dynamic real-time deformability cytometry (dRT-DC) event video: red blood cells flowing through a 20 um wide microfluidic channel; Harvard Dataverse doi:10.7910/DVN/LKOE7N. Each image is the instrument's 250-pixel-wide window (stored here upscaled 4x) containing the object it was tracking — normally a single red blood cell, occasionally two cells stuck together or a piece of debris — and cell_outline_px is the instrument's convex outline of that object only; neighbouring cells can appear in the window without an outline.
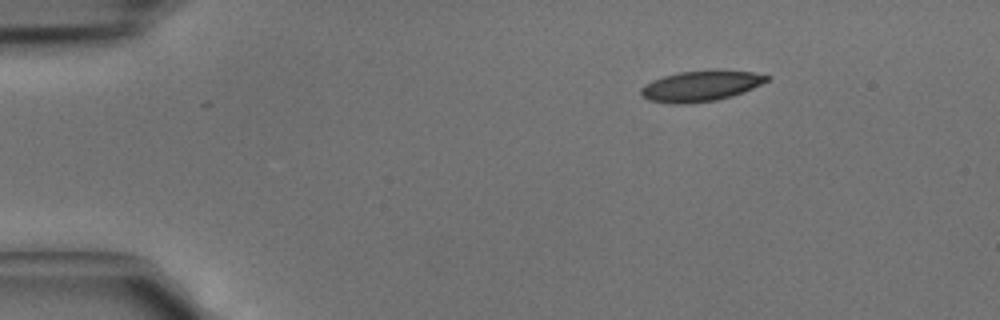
{"species": "common noctule bat (a hibernating species)", "species_latin": "Nyctalus noctula", "temperature_condition": "cold", "stored_images_in_passage": 4, "camera_frame_rate_fps": 3000, "um_per_image_px": 0.085, "animal": {"sex": "male", "body_mass_g": 15.6}, "frame": {"image": 1, "passage_image": 1, "time_ms": 0.0, "image_size_px": [1000, 320], "cell_outline_px": [[772, 76], [768, 80], [744, 92], [732, 96], [716, 100], [688, 104], [672, 104], [648, 100], [640, 96], [640, 88], [652, 80], [676, 72], [712, 68], [720, 68], [752, 72]], "centroid_in_image_um": [59.56, 7.28], "position_along_channel_um": 25.4, "area_um2": 23.18}}
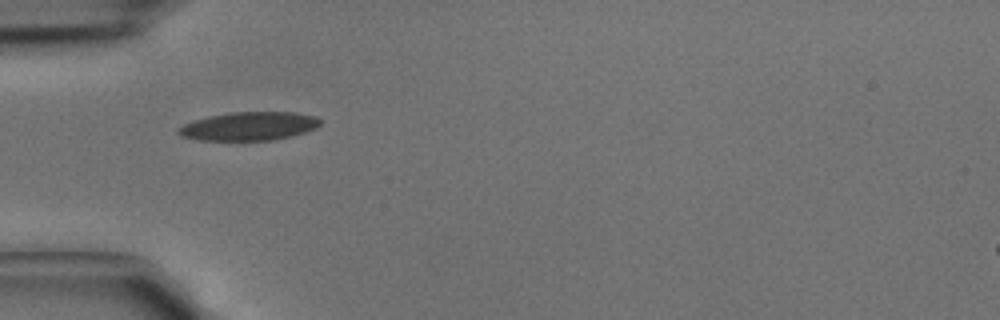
{"frame": {"image": 2, "passage_image": 3, "time_ms": 0.667, "image_size_px": [1000, 320], "cell_outline_px": [[320, 124], [316, 128], [292, 136], [272, 140], [200, 140], [180, 136], [176, 132], [176, 128], [184, 124], [208, 116], [232, 112], [296, 112], [316, 116], [320, 120]], "centroid_in_image_um": [21.16, 10.72], "position_along_channel_um": 63.8, "area_um2": 23.58}}